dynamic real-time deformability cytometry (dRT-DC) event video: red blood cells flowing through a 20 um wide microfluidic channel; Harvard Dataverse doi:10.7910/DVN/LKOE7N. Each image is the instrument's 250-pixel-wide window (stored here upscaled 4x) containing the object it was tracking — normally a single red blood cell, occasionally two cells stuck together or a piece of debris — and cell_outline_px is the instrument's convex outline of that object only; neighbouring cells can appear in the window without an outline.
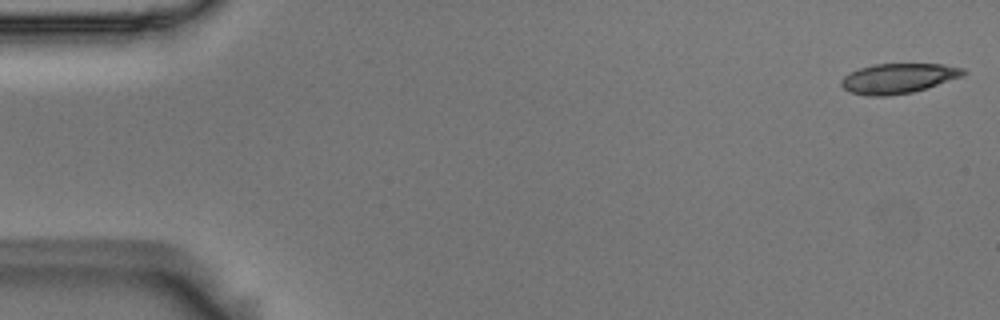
{"species": "Egyptian fruit bat (a non-hibernating species)", "species_latin": "Rousettus aegyptiacus", "temperature_condition": "room temperature", "stored_images_in_passage": 50, "camera_frame_rate_fps": 3000, "um_per_image_px": 0.085, "animal": {"sex": "male"}, "frame": {"image": 1, "passage_image": 1, "time_ms": 0.0, "image_size_px": [1000, 320], "cell_outline_px": [[968, 72], [964, 76], [912, 92], [884, 96], [868, 96], [848, 92], [840, 84], [840, 80], [848, 72], [872, 64], [940, 64], [964, 68]], "centroid_in_image_um": [76.33, 6.66], "position_along_channel_um": 8.7, "area_um2": 21.39}}
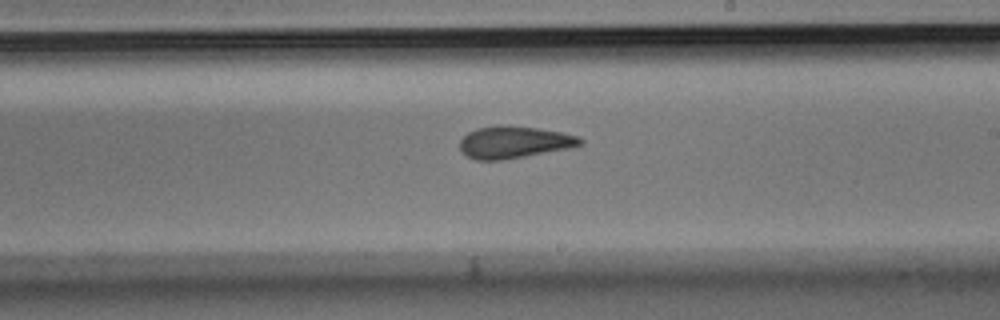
{"frame": {"image": 2, "passage_image": 31, "time_ms": 10.0, "image_size_px": [1000, 320], "cell_outline_px": [[584, 144], [572, 148], [500, 160], [476, 160], [460, 152], [460, 140], [468, 132], [476, 128], [500, 124], [536, 128], [560, 132], [576, 136], [584, 140]], "centroid_in_image_um": [43.68, 12.08], "position_along_channel_um": 245.3, "area_um2": 22.54}}
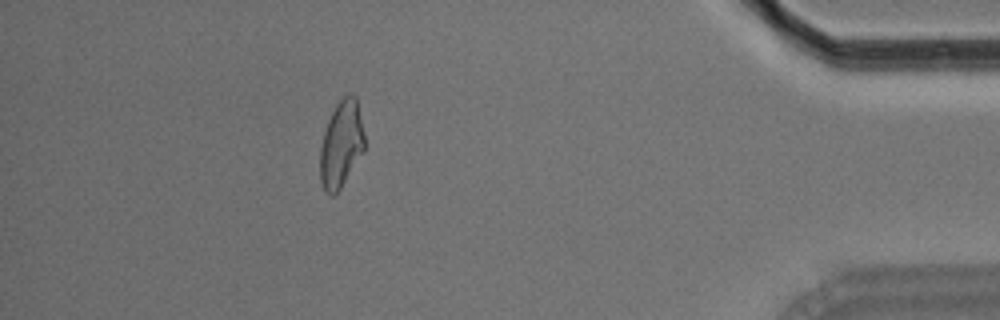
{"frame": {"image": 3, "passage_image": 48, "time_ms": 15.667, "image_size_px": [1000, 320], "cell_outline_px": [[364, 152], [340, 188], [332, 196], [328, 196], [324, 192], [320, 180], [320, 148], [324, 132], [328, 120], [336, 104], [348, 92], [356, 96], [364, 136]], "centroid_in_image_um": [28.99, 12.27], "position_along_channel_um": 406.2, "area_um2": 22.43}, "authors_computed_cell_mechanics": {"area_um2": 22.4553, "velocity_mm_per_s": 3.7098, "shape_relaxation_time_tau1_ms": 5.0212, "shape_relaxation_time_tau2_ms": 2.6387, "deformation_change_tau1": 0.1836, "deformation_change_tau2": 0.1188}}